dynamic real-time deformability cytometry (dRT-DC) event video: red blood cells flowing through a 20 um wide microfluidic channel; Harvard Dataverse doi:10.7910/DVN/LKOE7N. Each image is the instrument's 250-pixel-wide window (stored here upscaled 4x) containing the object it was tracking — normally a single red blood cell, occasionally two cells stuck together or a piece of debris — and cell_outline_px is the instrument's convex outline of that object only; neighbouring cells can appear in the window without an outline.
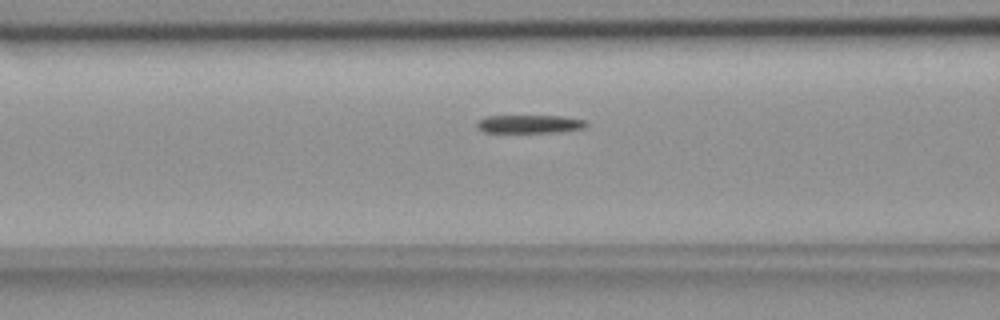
{"species": "common noctule bat (a hibernating species)", "species_latin": "Nyctalus noctula", "temperature_condition": "room temperature", "stored_images_in_passage": 34, "camera_frame_rate_fps": 3000, "um_per_image_px": 0.085, "animal": {"sex": "female", "body_mass_g": 18.4}, "frame": {"image": 1, "passage_image": 6, "time_ms": 1.667, "image_size_px": [1000, 320], "cell_outline_px": [[588, 124], [584, 128], [560, 132], [484, 132], [476, 128], [476, 124], [484, 116], [564, 116], [584, 120]], "centroid_in_image_um": [45.01, 10.54], "position_along_channel_um": 121.6, "area_um2": 11.62}}
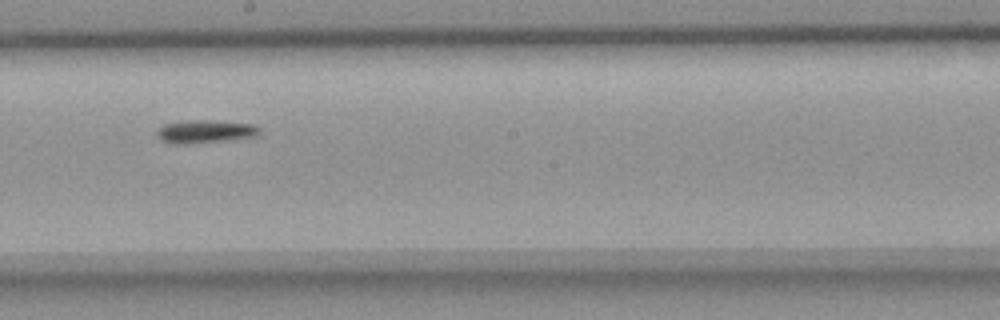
{"frame": {"image": 2, "passage_image": 15, "time_ms": 4.667, "image_size_px": [1000, 320], "cell_outline_px": [[260, 132], [256, 136], [224, 140], [184, 144], [176, 144], [160, 140], [156, 136], [156, 132], [164, 124], [192, 120], [208, 120], [252, 124], [260, 128]], "centroid_in_image_um": [17.41, 11.18], "position_along_channel_um": 230.8, "area_um2": 13.53}}
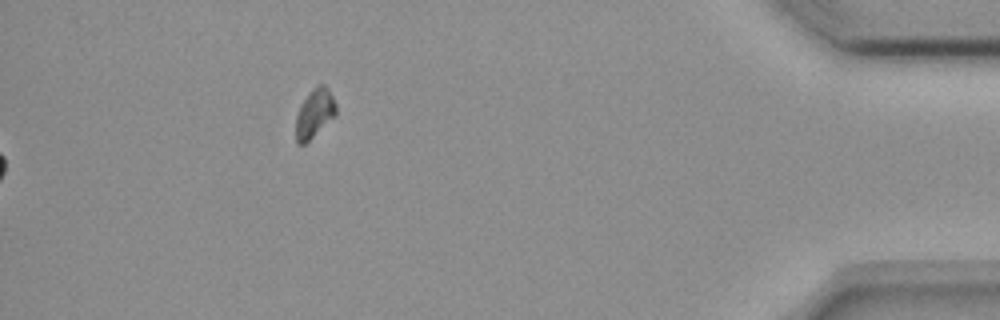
{"frame": {"image": 3, "passage_image": 34, "time_ms": 11.0, "image_size_px": [1000, 320], "cell_outline_px": [[336, 116], [304, 144], [296, 144], [296, 116], [300, 104], [308, 92], [316, 84], [324, 84], [328, 88], [336, 104]], "centroid_in_image_um": [26.73, 9.6], "position_along_channel_um": 408.5, "area_um2": 11.56}, "authors_computed_cell_mechanics": {"area_um2": 12.8316, "velocity_mm_per_s": 3.6601, "shape_relaxation_time_tau1_ms": 3.6477, "shape_relaxation_time_tau2_ms": null, "deformation_change_tau1": 0.1351, "deformation_change_tau2": null}}